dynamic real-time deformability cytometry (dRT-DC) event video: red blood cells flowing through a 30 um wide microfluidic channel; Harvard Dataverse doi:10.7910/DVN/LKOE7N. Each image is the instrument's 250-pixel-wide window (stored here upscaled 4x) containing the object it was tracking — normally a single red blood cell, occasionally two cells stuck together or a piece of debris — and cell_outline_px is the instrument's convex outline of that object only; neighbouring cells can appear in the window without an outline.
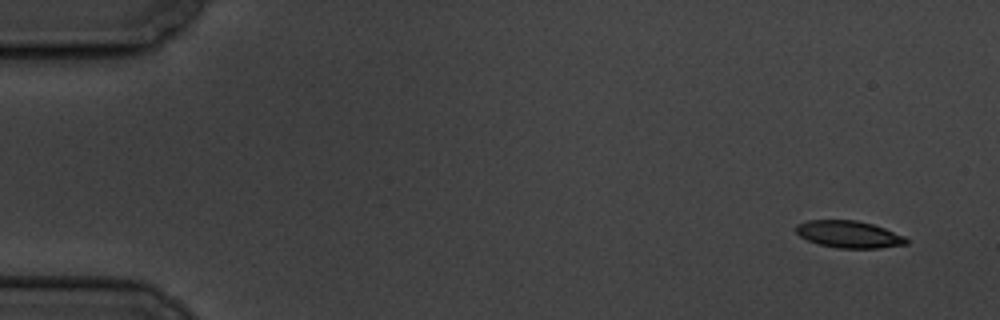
{"species": "common noctule bat (a hibernating species)", "species_latin": "Nyctalus noctula", "temperature_condition": "cold", "stored_images_in_passage": 5, "camera_frame_rate_fps": 3000, "um_per_image_px": 0.085, "animal": {"sex": "male", "body_mass_g": 19.5, "forearm_length_mm": 54.6}, "frame": {"image": 1, "passage_image": 1, "time_ms": 0.0, "image_size_px": [1000, 320], "cell_outline_px": [[908, 244], [880, 248], [840, 248], [820, 244], [808, 240], [800, 236], [796, 232], [796, 224], [808, 220], [856, 220], [872, 224], [884, 228], [904, 236], [908, 240]], "centroid_in_image_um": [72.16, 19.91], "position_along_channel_um": 12.8, "area_um2": 17.28}}
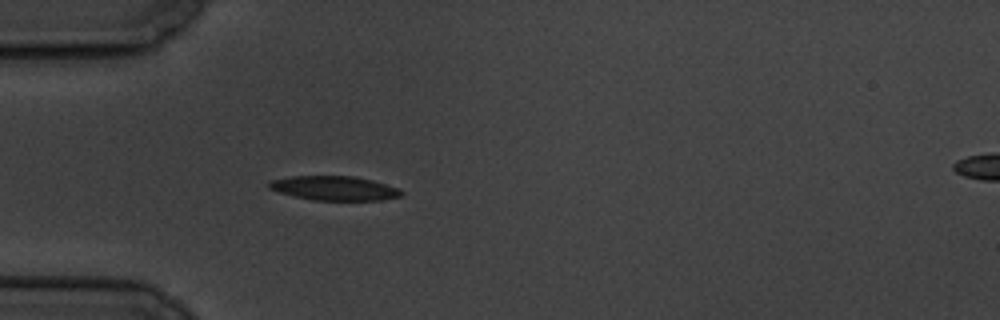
{"frame": {"image": 2, "passage_image": 5, "time_ms": 4.667, "image_size_px": [1000, 320], "cell_outline_px": [[404, 192], [400, 196], [380, 200], [312, 200], [280, 192], [268, 188], [268, 180], [292, 176], [352, 176], [372, 180], [400, 188]], "centroid_in_image_um": [28.42, 15.99], "position_along_channel_um": 56.6, "area_um2": 18.67}}